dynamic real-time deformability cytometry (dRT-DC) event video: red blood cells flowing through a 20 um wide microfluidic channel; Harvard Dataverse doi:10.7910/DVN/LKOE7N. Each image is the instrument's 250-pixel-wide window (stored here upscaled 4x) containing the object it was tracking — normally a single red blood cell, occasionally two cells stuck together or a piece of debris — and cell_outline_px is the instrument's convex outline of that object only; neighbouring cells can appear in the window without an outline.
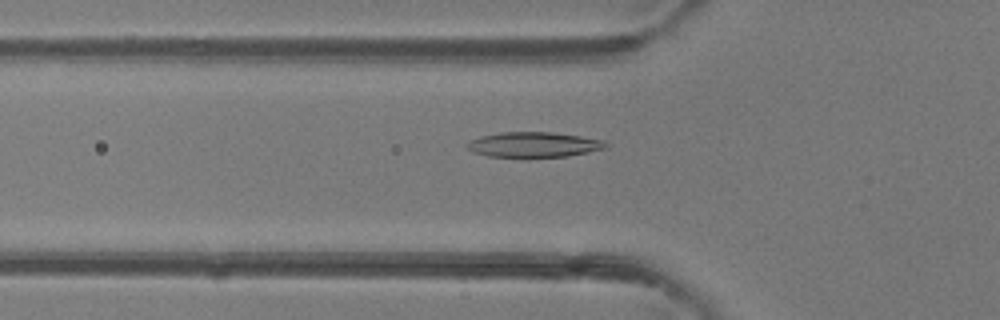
{"species": "common noctule bat (a hibernating species)", "species_latin": "Nyctalus noctula", "temperature_condition": "room temperature", "stored_images_in_passage": 35, "camera_frame_rate_fps": 3000, "um_per_image_px": 0.085, "animal": {"sex": "female"}, "frame": {"image": 1, "passage_image": 6, "time_ms": 1.667, "image_size_px": [1000, 320], "cell_outline_px": [[608, 148], [568, 156], [488, 156], [472, 152], [464, 144], [468, 140], [480, 136], [500, 132], [552, 132], [580, 136], [604, 140], [608, 144]], "centroid_in_image_um": [45.35, 12.28], "position_along_channel_um": 80.4, "area_um2": 20.29}}
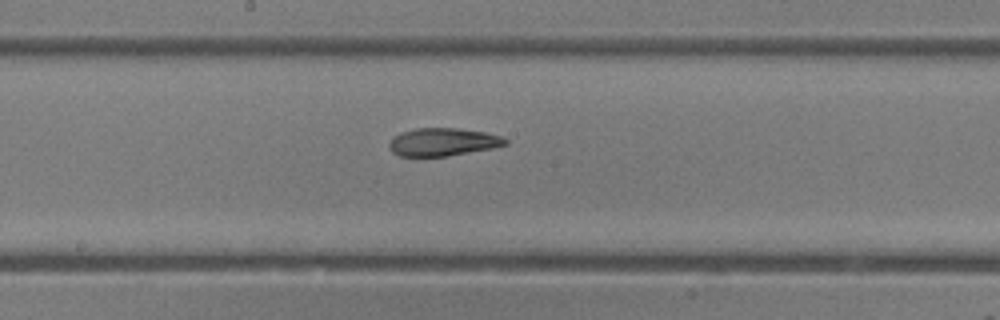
{"frame": {"image": 2, "passage_image": 15, "time_ms": 4.667, "image_size_px": [1000, 320], "cell_outline_px": [[508, 144], [492, 148], [448, 156], [400, 156], [392, 152], [388, 148], [388, 144], [392, 136], [400, 132], [416, 128], [460, 128], [484, 132], [500, 136], [508, 140]], "centroid_in_image_um": [37.6, 12.06], "position_along_channel_um": 210.6, "area_um2": 19.02}}
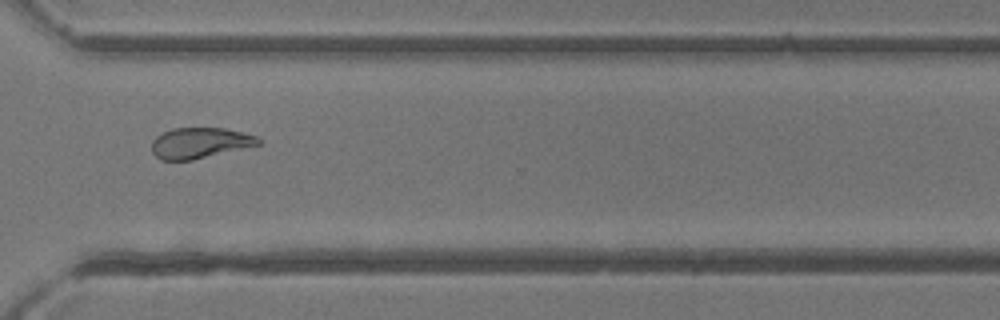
{"frame": {"image": 3, "passage_image": 25, "time_ms": 8.0, "image_size_px": [1000, 320], "cell_outline_px": [[260, 144], [192, 160], [160, 160], [152, 152], [152, 140], [156, 136], [172, 128], [224, 128], [256, 136], [260, 140]], "centroid_in_image_um": [16.94, 12.15], "position_along_channel_um": 353.7, "area_um2": 18.84}, "authors_computed_cell_mechanics": {"area_um2": 19.0162, "velocity_mm_per_s": 4.31, "shape_relaxation_time_tau1_ms": 4.6241, "shape_relaxation_time_tau2_ms": 2.1384, "deformation_change_tau1": 0.1747, "deformation_change_tau2": 0.0883}}